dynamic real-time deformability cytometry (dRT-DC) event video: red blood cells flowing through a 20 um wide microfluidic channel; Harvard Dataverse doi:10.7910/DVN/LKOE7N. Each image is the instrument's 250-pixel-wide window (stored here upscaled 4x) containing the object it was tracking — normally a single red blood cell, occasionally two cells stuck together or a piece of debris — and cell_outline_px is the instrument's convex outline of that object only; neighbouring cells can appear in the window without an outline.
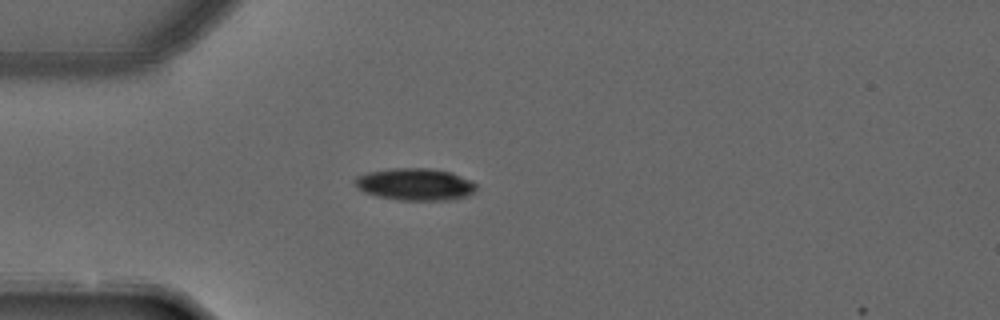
{"species": "common noctule bat (a hibernating species)", "species_latin": "Nyctalus noctula", "temperature_condition": "warm", "stored_images_in_passage": 5, "camera_frame_rate_fps": 3000, "um_per_image_px": 0.085, "animal": {"sex": "male", "forearm_length_mm": 52.5}, "frame": {"image": 1, "passage_image": 3, "time_ms": 0.667, "image_size_px": [1000, 320], "cell_outline_px": [[476, 192], [468, 196], [448, 200], [400, 200], [380, 196], [364, 192], [356, 188], [352, 180], [356, 176], [368, 172], [392, 168], [428, 168], [452, 172], [472, 180], [476, 184]], "centroid_in_image_um": [35.3, 15.66], "position_along_channel_um": 49.7, "area_um2": 22.95}}
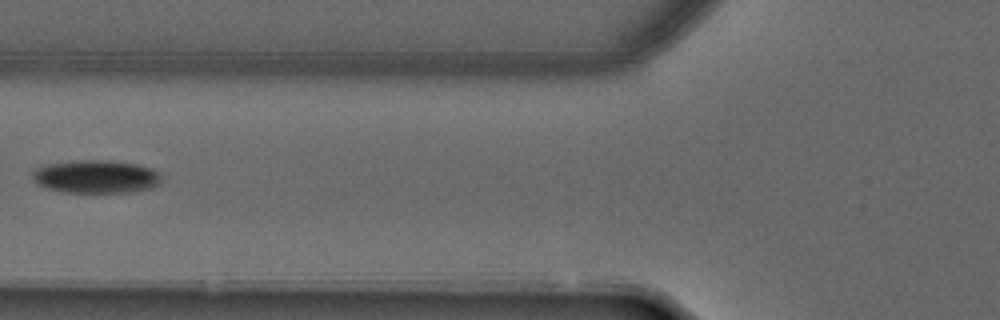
{"frame": {"image": 2, "passage_image": 5, "time_ms": 1.333, "image_size_px": [1000, 320], "cell_outline_px": [[164, 180], [160, 184], [152, 188], [120, 192], [60, 192], [44, 188], [36, 184], [32, 180], [32, 172], [36, 168], [48, 164], [80, 160], [108, 160], [136, 164], [152, 168], [160, 172]], "centroid_in_image_um": [8.16, 15.01], "position_along_channel_um": 117.6, "area_um2": 25.14}}